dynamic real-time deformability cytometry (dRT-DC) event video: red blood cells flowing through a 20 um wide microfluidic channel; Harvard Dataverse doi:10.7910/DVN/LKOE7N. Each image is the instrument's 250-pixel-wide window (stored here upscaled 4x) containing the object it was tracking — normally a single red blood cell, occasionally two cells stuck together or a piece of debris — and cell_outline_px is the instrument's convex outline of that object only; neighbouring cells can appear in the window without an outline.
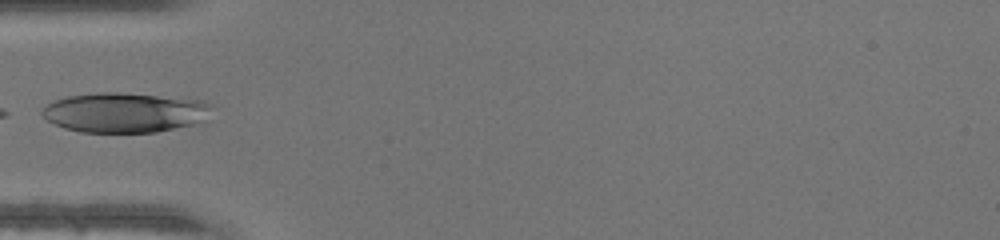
{"species": "human", "species_latin": "Homo sapiens", "temperature_condition": "warm", "stored_images_in_passage": 31, "camera_frame_rate_fps": 3000, "um_per_image_px": 0.085, "donor": {"sex": "male"}, "frame": {"image": 1, "passage_image": 1, "time_ms": 0.0, "image_size_px": [1000, 240], "cell_outline_px": [[212, 104], [204, 124], [156, 132], [80, 132], [64, 128], [48, 120], [40, 112], [52, 100], [68, 96], [96, 92], [120, 92], [204, 100]], "centroid_in_image_um": [10.66, 9.56], "position_along_channel_um": 74.3, "area_um2": 39.88}}